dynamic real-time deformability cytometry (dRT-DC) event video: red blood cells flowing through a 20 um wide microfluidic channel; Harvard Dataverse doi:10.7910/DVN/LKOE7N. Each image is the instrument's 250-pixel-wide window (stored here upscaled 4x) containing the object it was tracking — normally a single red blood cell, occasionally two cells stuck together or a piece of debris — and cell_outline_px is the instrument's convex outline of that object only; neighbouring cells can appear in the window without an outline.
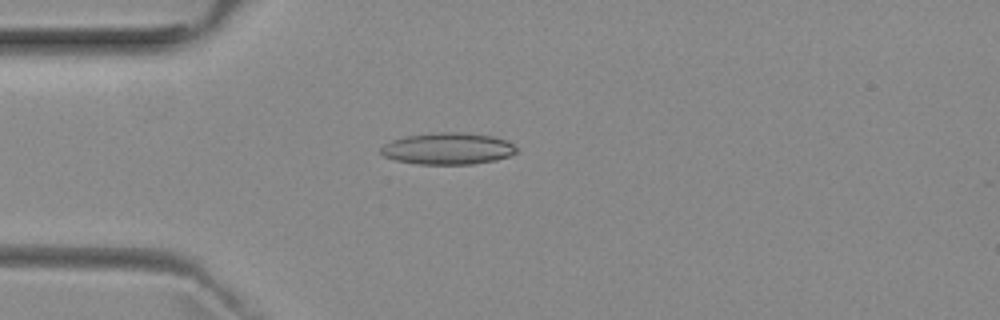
{"species": "common noctule bat (a hibernating species)", "species_latin": "Nyctalus noctula", "temperature_condition": "room temperature", "stored_images_in_passage": 52, "camera_frame_rate_fps": 3000, "um_per_image_px": 0.085, "animal": {"sex": "female", "body_mass_g": 29.2, "forearm_length_mm": 56.3}, "frame": {"image": 1, "passage_image": 14, "time_ms": 4.333, "image_size_px": [1000, 320], "cell_outline_px": [[516, 152], [508, 156], [496, 160], [472, 164], [416, 164], [396, 160], [384, 156], [380, 152], [380, 148], [384, 144], [392, 140], [404, 136], [432, 132], [468, 132], [492, 136], [508, 140], [516, 148]], "centroid_in_image_um": [38.05, 12.62], "position_along_channel_um": 46.9, "area_um2": 25.26}}
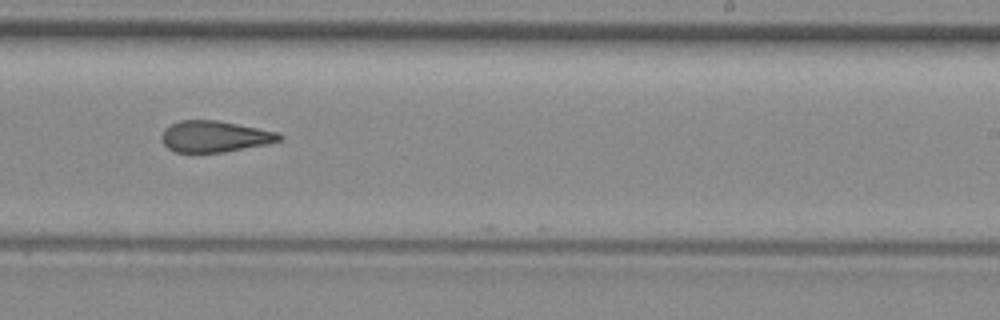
{"frame": {"image": 2, "passage_image": 32, "time_ms": 10.333, "image_size_px": [1000, 320], "cell_outline_px": [[284, 136], [280, 140], [268, 144], [224, 152], [176, 152], [168, 148], [164, 144], [164, 128], [180, 120], [216, 120], [280, 132]], "centroid_in_image_um": [18.31, 11.6], "position_along_channel_um": 270.7, "area_um2": 21.27}}
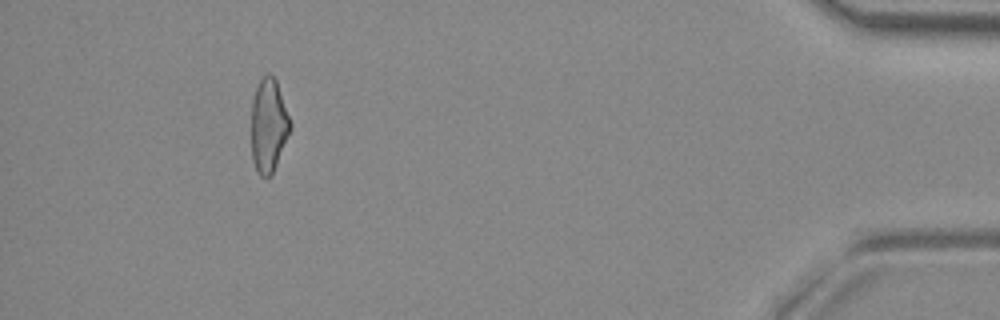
{"frame": {"image": 3, "passage_image": 48, "time_ms": 15.667, "image_size_px": [1000, 320], "cell_outline_px": [[292, 128], [276, 164], [272, 172], [268, 176], [260, 176], [252, 160], [252, 100], [256, 88], [260, 80], [268, 72], [276, 80], [292, 124]], "centroid_in_image_um": [22.84, 10.65], "position_along_channel_um": 412.4, "area_um2": 20.92}, "authors_computed_cell_mechanics": {"area_um2": 22.3975, "velocity_mm_per_s": 3.9545, "shape_relaxation_time_tau1_ms": null, "shape_relaxation_time_tau2_ms": 3.8004, "deformation_change_tau1": null, "deformation_change_tau2": 0.1399}}